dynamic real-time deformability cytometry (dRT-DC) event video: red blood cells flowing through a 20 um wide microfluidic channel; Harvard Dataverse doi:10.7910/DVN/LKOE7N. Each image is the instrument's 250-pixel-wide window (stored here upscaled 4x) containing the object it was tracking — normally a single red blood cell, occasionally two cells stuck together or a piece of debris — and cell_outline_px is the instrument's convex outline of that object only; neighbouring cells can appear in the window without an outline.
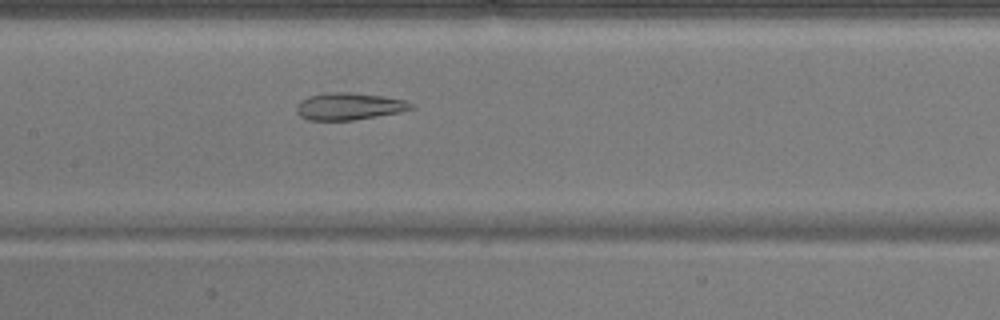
{"species": "common noctule bat (a hibernating species)", "species_latin": "Nyctalus noctula", "temperature_condition": "warm", "stored_images_in_passage": 51, "camera_frame_rate_fps": 3000, "um_per_image_px": 0.085, "animal": {"sex": "male", "body_mass_g": 17.9}, "frame": {"image": 1, "passage_image": 24, "time_ms": 7.667, "image_size_px": [1000, 320], "cell_outline_px": [[416, 108], [400, 112], [352, 120], [308, 120], [300, 116], [296, 112], [296, 104], [308, 96], [328, 92], [352, 92], [384, 96], [404, 100], [412, 104]], "centroid_in_image_um": [29.66, 9.03], "position_along_channel_um": 177.7, "area_um2": 18.15}}
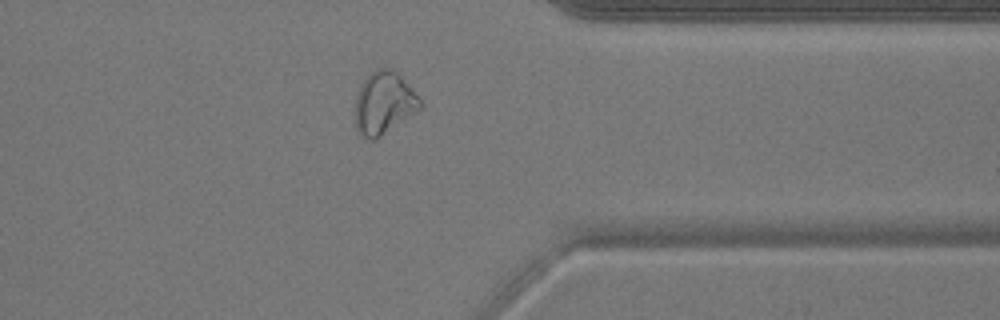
{"frame": {"image": 2, "passage_image": 40, "time_ms": 13.0, "image_size_px": [1000, 320], "cell_outline_px": [[420, 108], [376, 140], [368, 140], [356, 132], [356, 96], [360, 84], [376, 68], [392, 68], [412, 88], [420, 100]], "centroid_in_image_um": [32.59, 8.77], "position_along_channel_um": 378.8, "area_um2": 23.35}}
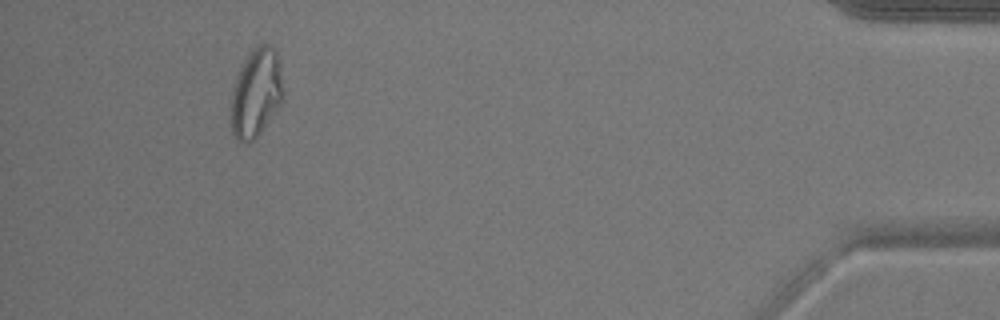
{"frame": {"image": 3, "passage_image": 47, "time_ms": 15.333, "image_size_px": [1000, 320], "cell_outline_px": [[284, 100], [260, 132], [248, 144], [244, 144], [236, 140], [232, 132], [232, 88], [236, 76], [244, 60], [252, 48], [260, 44], [268, 44], [276, 52], [284, 88]], "centroid_in_image_um": [21.77, 7.91], "position_along_channel_um": 413.4, "area_um2": 26.93}, "authors_computed_cell_mechanics": {"area_um2": 24.1026, "velocity_mm_per_s": 3.9199, "shape_relaxation_time_tau1_ms": null, "shape_relaxation_time_tau2_ms": 2.925, "deformation_change_tau1": null, "deformation_change_tau2": 0.1047}}